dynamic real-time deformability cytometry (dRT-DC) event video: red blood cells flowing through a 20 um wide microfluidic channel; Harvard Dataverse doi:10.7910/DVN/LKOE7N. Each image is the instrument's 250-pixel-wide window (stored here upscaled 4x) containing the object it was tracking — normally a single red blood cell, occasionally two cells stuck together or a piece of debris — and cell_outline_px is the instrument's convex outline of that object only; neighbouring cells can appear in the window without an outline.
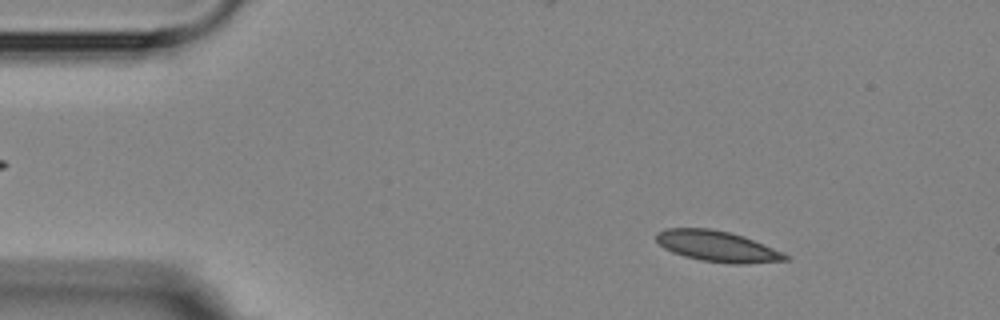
{"species": "Egyptian fruit bat (a non-hibernating species)", "species_latin": "Rousettus aegyptiacus", "temperature_condition": "room temperature", "stored_images_in_passage": 6, "camera_frame_rate_fps": 3000, "um_per_image_px": 0.085, "animal": {"sex": "female"}, "frame": {"image": 1, "passage_image": 2, "time_ms": 1.333, "image_size_px": [1000, 320], "cell_outline_px": [[792, 256], [788, 260], [744, 264], [728, 264], [700, 260], [684, 256], [672, 252], [664, 248], [656, 240], [656, 232], [664, 228], [708, 228], [728, 232], [744, 236], [784, 252]], "centroid_in_image_um": [60.99, 20.94], "position_along_channel_um": 24.0, "area_um2": 23.41}}
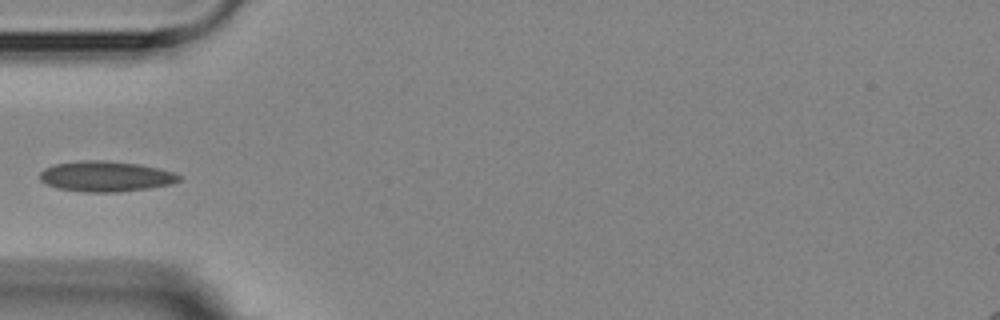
{"frame": {"image": 2, "passage_image": 5, "time_ms": 4.667, "image_size_px": [1000, 320], "cell_outline_px": [[184, 176], [180, 180], [172, 184], [148, 188], [120, 192], [84, 192], [56, 188], [40, 180], [40, 172], [44, 168], [52, 164], [80, 160], [104, 160], [140, 164], [172, 172]], "centroid_in_image_um": [8.97, 14.99], "position_along_channel_um": 76.0, "area_um2": 24.91}}
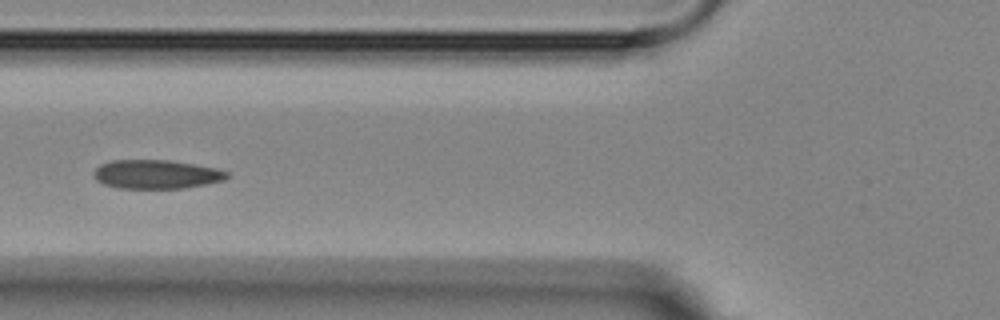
{"frame": {"image": 3, "passage_image": 6, "time_ms": 5.667, "image_size_px": [1000, 320], "cell_outline_px": [[232, 176], [224, 180], [184, 188], [120, 188], [104, 184], [96, 180], [92, 176], [92, 172], [100, 164], [112, 160], [168, 160], [216, 168], [228, 172]], "centroid_in_image_um": [13.27, 14.81], "position_along_channel_um": 112.5, "area_um2": 22.43}}